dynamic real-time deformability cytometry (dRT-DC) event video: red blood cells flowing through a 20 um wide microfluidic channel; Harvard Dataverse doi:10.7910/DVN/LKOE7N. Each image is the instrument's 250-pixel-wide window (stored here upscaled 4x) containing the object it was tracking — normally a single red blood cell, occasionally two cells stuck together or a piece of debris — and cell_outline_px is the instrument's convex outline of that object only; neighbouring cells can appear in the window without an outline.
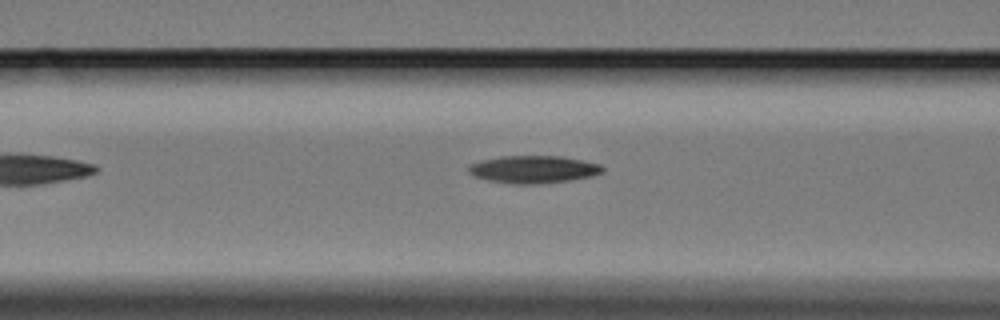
{"species": "Egyptian fruit bat (a non-hibernating species)", "species_latin": "Rousettus aegyptiacus", "temperature_condition": "cold", "stored_images_in_passage": 12, "camera_frame_rate_fps": 3000, "um_per_image_px": 0.085, "animal": {"sex": "female"}, "frame": {"image": 1, "passage_image": 6, "time_ms": 1.667, "image_size_px": [1000, 320], "cell_outline_px": [[604, 172], [592, 176], [568, 180], [536, 184], [516, 184], [488, 180], [476, 176], [468, 172], [468, 168], [472, 164], [484, 160], [500, 156], [564, 156], [600, 164], [604, 168]], "centroid_in_image_um": [45.39, 14.39], "position_along_channel_um": 121.2, "area_um2": 21.27}}
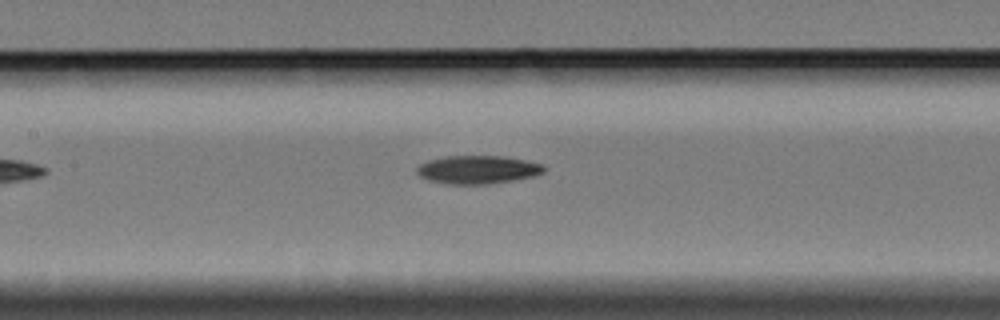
{"frame": {"image": 2, "passage_image": 10, "time_ms": 3.0, "image_size_px": [1000, 320], "cell_outline_px": [[548, 168], [544, 172], [536, 176], [492, 184], [448, 184], [428, 180], [420, 176], [416, 172], [416, 168], [420, 164], [428, 160], [448, 156], [504, 156], [544, 164]], "centroid_in_image_um": [40.65, 14.42], "position_along_channel_um": 166.7, "area_um2": 21.15}}